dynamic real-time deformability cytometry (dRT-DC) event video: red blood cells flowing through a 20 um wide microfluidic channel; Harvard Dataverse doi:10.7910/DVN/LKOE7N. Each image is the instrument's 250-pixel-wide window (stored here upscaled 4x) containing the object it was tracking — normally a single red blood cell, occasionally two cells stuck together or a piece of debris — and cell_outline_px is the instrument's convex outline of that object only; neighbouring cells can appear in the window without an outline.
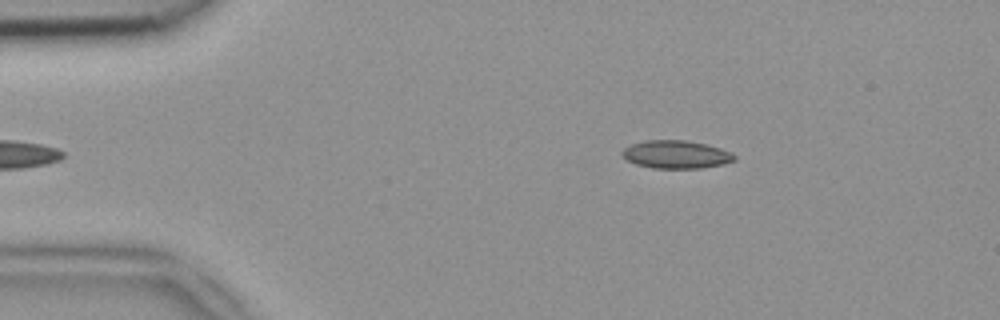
{"species": "common noctule bat (a hibernating species)", "species_latin": "Nyctalus noctula", "temperature_condition": "room temperature", "stored_images_in_passage": 36, "camera_frame_rate_fps": 3000, "um_per_image_px": 0.085, "animal": {"sex": "female", "body_mass_g": 18.4}, "frame": {"image": 1, "passage_image": 2, "time_ms": 0.333, "image_size_px": [1000, 320], "cell_outline_px": [[736, 160], [724, 164], [700, 168], [652, 168], [636, 164], [628, 160], [620, 152], [624, 148], [632, 144], [644, 140], [688, 140], [720, 148], [736, 156]], "centroid_in_image_um": [57.46, 13.13], "position_along_channel_um": 27.5, "area_um2": 18.21}}
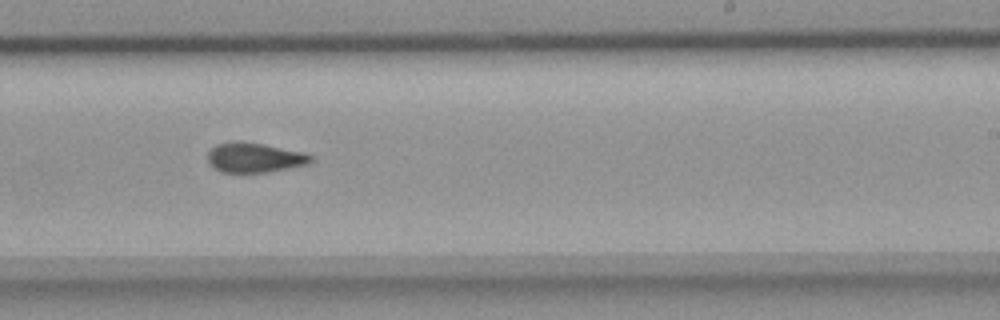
{"frame": {"image": 2, "passage_image": 24, "time_ms": 7.667, "image_size_px": [1000, 320], "cell_outline_px": [[312, 164], [268, 172], [220, 172], [208, 160], [208, 152], [216, 144], [232, 140], [236, 140], [264, 144], [304, 152], [312, 156]], "centroid_in_image_um": [21.67, 13.38], "position_along_channel_um": 267.3, "area_um2": 18.03}}
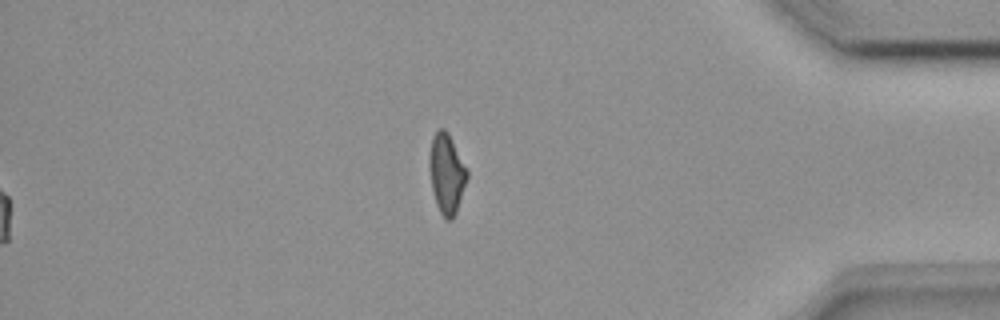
{"frame": {"image": 3, "passage_image": 36, "time_ms": 11.667, "image_size_px": [1000, 320], "cell_outline_px": [[468, 176], [456, 212], [452, 220], [444, 220], [436, 204], [432, 192], [428, 164], [428, 160], [432, 136], [440, 128], [444, 128], [448, 132], [468, 168]], "centroid_in_image_um": [37.95, 14.75], "position_along_channel_um": 397.2, "area_um2": 17.86}}